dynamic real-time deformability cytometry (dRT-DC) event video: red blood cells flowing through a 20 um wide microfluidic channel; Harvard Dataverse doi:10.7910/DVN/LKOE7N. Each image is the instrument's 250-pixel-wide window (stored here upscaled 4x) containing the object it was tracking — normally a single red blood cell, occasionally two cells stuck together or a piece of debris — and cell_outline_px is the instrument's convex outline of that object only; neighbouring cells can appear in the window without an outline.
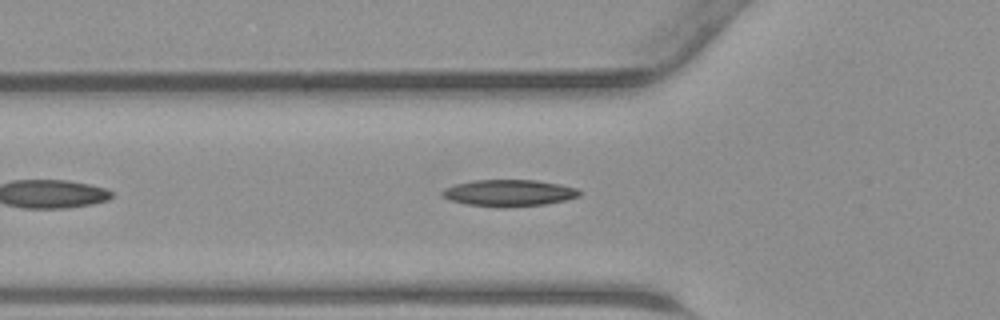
{"species": "common noctule bat (a hibernating species)", "species_latin": "Nyctalus noctula", "temperature_condition": "warm", "stored_images_in_passage": 22, "camera_frame_rate_fps": 3000, "um_per_image_px": 0.085, "animal": {"sex": "male", "body_mass_g": 23.1, "forearm_length_mm": 52.7}, "frame": {"image": 1, "passage_image": 5, "time_ms": 1.333, "image_size_px": [1000, 320], "cell_outline_px": [[580, 196], [564, 200], [544, 204], [504, 208], [500, 208], [468, 204], [452, 200], [444, 196], [440, 192], [444, 188], [456, 184], [472, 180], [536, 180], [560, 184], [576, 188], [580, 192]], "centroid_in_image_um": [43.26, 16.4], "position_along_channel_um": 82.5, "area_um2": 21.21}}
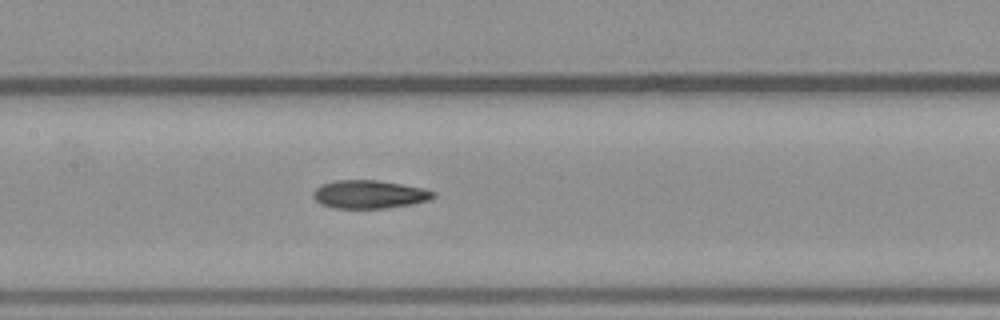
{"frame": {"image": 2, "passage_image": 11, "time_ms": 3.333, "image_size_px": [1000, 320], "cell_outline_px": [[436, 196], [428, 200], [412, 204], [384, 208], [332, 208], [320, 204], [312, 196], [312, 192], [320, 184], [336, 180], [376, 180], [424, 188], [436, 192]], "centroid_in_image_um": [31.36, 16.52], "position_along_channel_um": 176.0, "area_um2": 19.83}}
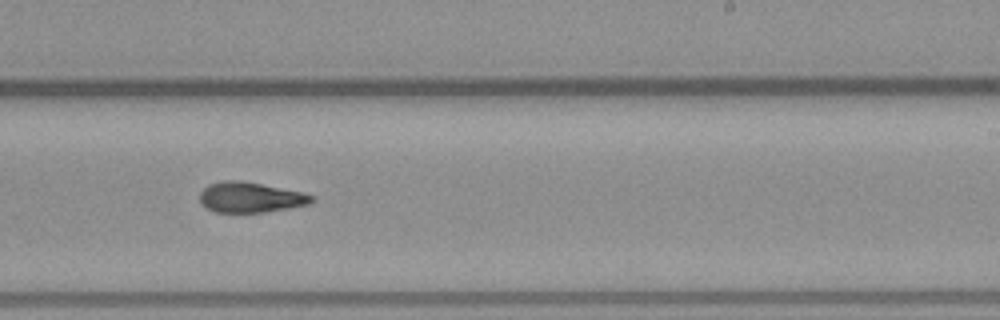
{"frame": {"image": 3, "passage_image": 17, "time_ms": 5.333, "image_size_px": [1000, 320], "cell_outline_px": [[312, 200], [308, 204], [264, 212], [216, 212], [208, 208], [200, 200], [200, 192], [208, 184], [224, 180], [244, 180], [300, 192], [312, 196]], "centroid_in_image_um": [21.23, 16.75], "position_along_channel_um": 267.8, "area_um2": 19.42}}